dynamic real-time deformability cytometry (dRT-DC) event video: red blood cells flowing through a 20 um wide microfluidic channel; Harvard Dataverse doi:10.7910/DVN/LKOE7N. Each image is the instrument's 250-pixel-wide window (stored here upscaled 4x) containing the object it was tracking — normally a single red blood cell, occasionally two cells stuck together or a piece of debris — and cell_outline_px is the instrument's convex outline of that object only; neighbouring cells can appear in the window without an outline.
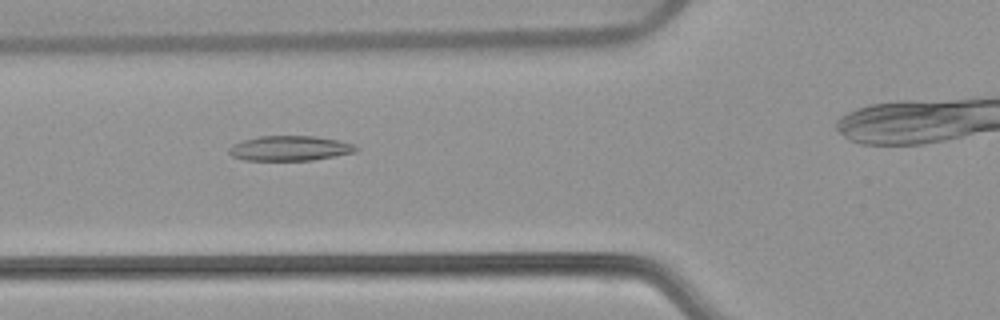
{"species": "common noctule bat (a hibernating species)", "species_latin": "Nyctalus noctula", "temperature_condition": "warm", "stored_images_in_passage": 37, "camera_frame_rate_fps": 3000, "um_per_image_px": 0.085, "animal": {"sex": "female", "body_mass_g": 22.7, "forearm_length_mm": 54.2}, "frame": {"image": 1, "passage_image": 13, "time_ms": 4.0, "image_size_px": [1000, 320], "cell_outline_px": [[360, 148], [356, 152], [336, 156], [312, 160], [244, 160], [232, 156], [228, 152], [228, 148], [232, 144], [244, 140], [260, 136], [312, 136], [336, 140], [352, 144]], "centroid_in_image_um": [24.62, 12.61], "position_along_channel_um": 101.2, "area_um2": 18.38}}
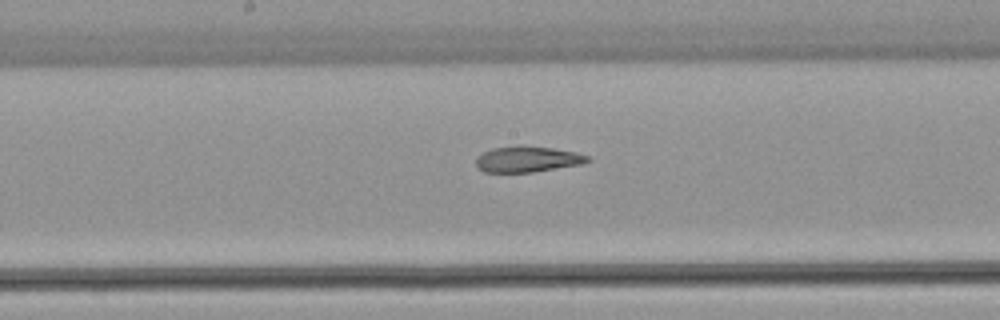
{"frame": {"image": 2, "passage_image": 21, "time_ms": 6.667, "image_size_px": [1000, 320], "cell_outline_px": [[592, 160], [584, 164], [532, 172], [484, 172], [476, 164], [476, 160], [484, 152], [492, 148], [552, 148], [576, 152], [588, 156]], "centroid_in_image_um": [44.91, 13.57], "position_along_channel_um": 203.3, "area_um2": 16.07}}
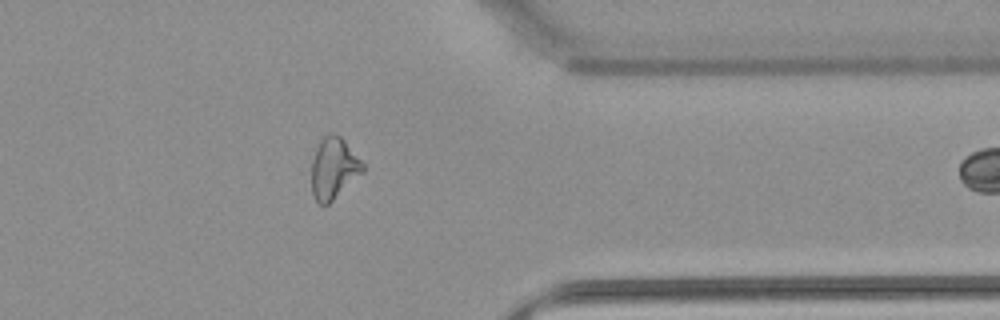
{"frame": {"image": 3, "passage_image": 36, "time_ms": 11.667, "image_size_px": [1000, 320], "cell_outline_px": [[364, 172], [324, 208], [312, 196], [312, 160], [316, 148], [320, 140], [328, 132], [336, 132], [344, 140], [364, 164]], "centroid_in_image_um": [28.36, 14.31], "position_along_channel_um": 383.0, "area_um2": 18.5}}